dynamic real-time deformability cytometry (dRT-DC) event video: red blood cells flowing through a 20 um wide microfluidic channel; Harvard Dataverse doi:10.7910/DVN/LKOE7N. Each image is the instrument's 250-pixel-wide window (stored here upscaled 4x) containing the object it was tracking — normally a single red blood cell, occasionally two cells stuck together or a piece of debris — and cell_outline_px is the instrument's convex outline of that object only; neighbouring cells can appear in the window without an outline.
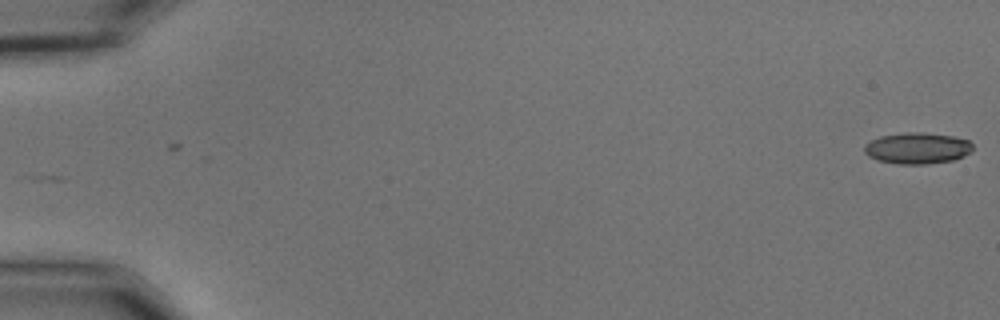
{"species": "common noctule bat (a hibernating species)", "species_latin": "Nyctalus noctula", "temperature_condition": "cold", "stored_images_in_passage": 56, "camera_frame_rate_fps": 3000, "um_per_image_px": 0.085, "animal": {"sex": "male", "body_mass_g": 15.6}, "frame": {"image": 1, "passage_image": 1, "time_ms": 0.0, "image_size_px": [1000, 320], "cell_outline_px": [[972, 152], [964, 156], [952, 160], [924, 164], [900, 164], [876, 160], [868, 156], [864, 152], [864, 144], [880, 136], [904, 132], [924, 132], [952, 136], [968, 140], [972, 144]], "centroid_in_image_um": [77.95, 12.59], "position_along_channel_um": 7.0, "area_um2": 19.83}}
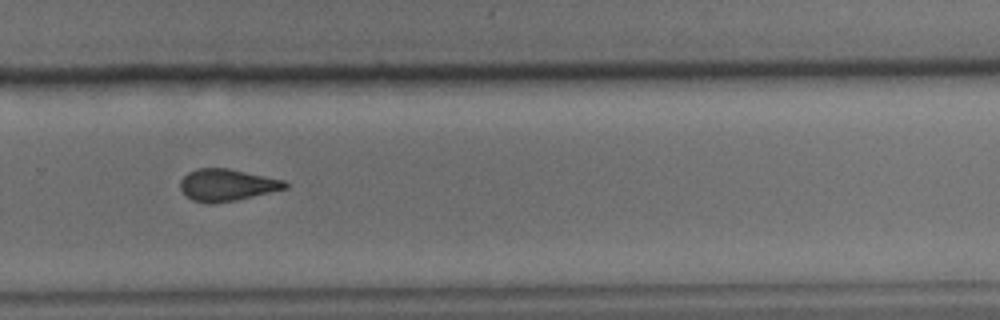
{"frame": {"image": 2, "passage_image": 39, "time_ms": 12.667, "image_size_px": [1000, 320], "cell_outline_px": [[288, 188], [236, 200], [208, 204], [192, 200], [180, 188], [180, 180], [188, 172], [196, 168], [228, 168], [284, 180], [288, 184]], "centroid_in_image_um": [19.28, 15.72], "position_along_channel_um": 310.5, "area_um2": 19.42}}
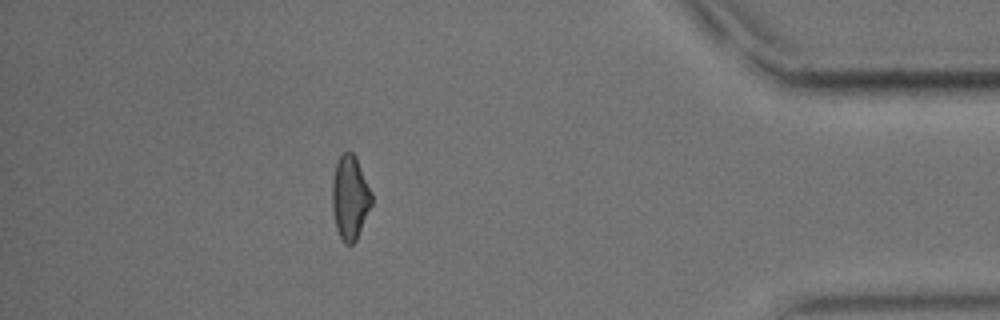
{"frame": {"image": 3, "passage_image": 50, "time_ms": 16.333, "image_size_px": [1000, 320], "cell_outline_px": [[372, 204], [356, 240], [352, 244], [344, 244], [336, 228], [332, 208], [332, 180], [336, 160], [344, 152], [352, 152], [356, 156], [372, 196]], "centroid_in_image_um": [29.73, 16.78], "position_along_channel_um": 405.5, "area_um2": 19.19}}